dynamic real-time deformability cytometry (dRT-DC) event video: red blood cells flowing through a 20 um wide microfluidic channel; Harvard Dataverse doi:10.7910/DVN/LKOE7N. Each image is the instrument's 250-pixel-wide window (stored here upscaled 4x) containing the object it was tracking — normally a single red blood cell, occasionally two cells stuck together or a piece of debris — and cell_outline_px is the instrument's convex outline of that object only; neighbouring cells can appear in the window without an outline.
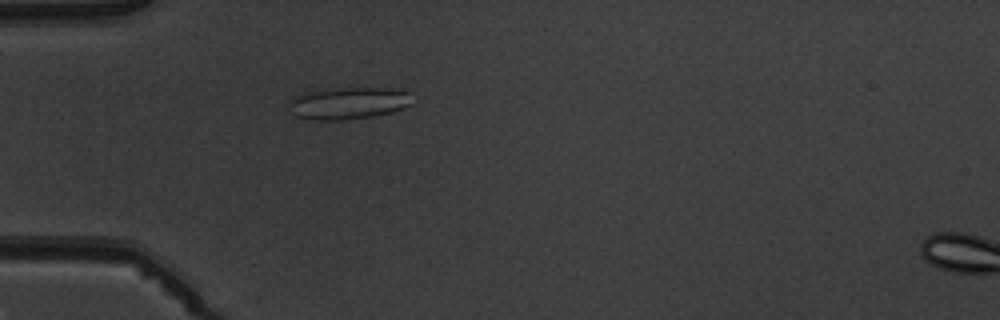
{"species": "common noctule bat (a hibernating species)", "species_latin": "Nyctalus noctula", "temperature_condition": "warm", "stored_images_in_passage": 4, "camera_frame_rate_fps": 3000, "um_per_image_px": 0.085, "animal": {"sex": "male", "body_mass_g": 19.5, "forearm_length_mm": 54.6}, "frame": {"image": 1, "passage_image": 3, "time_ms": 2.333, "image_size_px": [1000, 320], "cell_outline_px": [[412, 104], [404, 108], [392, 112], [372, 116], [344, 120], [316, 120], [296, 116], [288, 104], [288, 100], [296, 96], [308, 92], [344, 88], [384, 88], [408, 92]], "centroid_in_image_um": [29.62, 8.78], "position_along_channel_um": 55.4, "area_um2": 22.6}}